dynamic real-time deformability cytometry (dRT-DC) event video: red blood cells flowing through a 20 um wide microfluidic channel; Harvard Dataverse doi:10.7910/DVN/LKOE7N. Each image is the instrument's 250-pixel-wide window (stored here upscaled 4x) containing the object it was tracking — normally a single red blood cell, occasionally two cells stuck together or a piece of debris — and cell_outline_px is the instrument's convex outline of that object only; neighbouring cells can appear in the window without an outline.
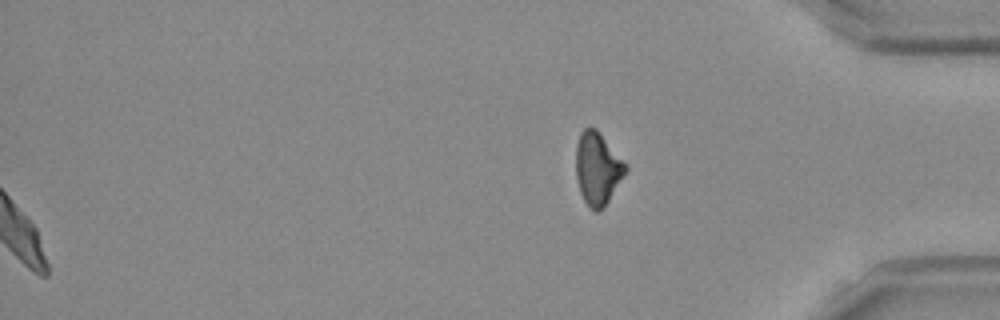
{"species": "Egyptian fruit bat (a non-hibernating species)", "species_latin": "Rousettus aegyptiacus", "temperature_condition": "room temperature", "stored_images_in_passage": 53, "segment_of_instrument_passage": [2, 2], "camera_frame_rate_fps": 3000, "um_per_image_px": 0.085, "frame": {"image": 1, "passage_image": 53, "time_ms": 17.333, "image_size_px": [1000, 320], "cell_outline_px": [[628, 168], [604, 208], [600, 212], [596, 212], [584, 200], [580, 192], [576, 180], [576, 144], [580, 132], [584, 128], [596, 128], [628, 164]], "centroid_in_image_um": [50.8, 14.31], "position_along_channel_um": 384.4, "area_um2": 21.1}}